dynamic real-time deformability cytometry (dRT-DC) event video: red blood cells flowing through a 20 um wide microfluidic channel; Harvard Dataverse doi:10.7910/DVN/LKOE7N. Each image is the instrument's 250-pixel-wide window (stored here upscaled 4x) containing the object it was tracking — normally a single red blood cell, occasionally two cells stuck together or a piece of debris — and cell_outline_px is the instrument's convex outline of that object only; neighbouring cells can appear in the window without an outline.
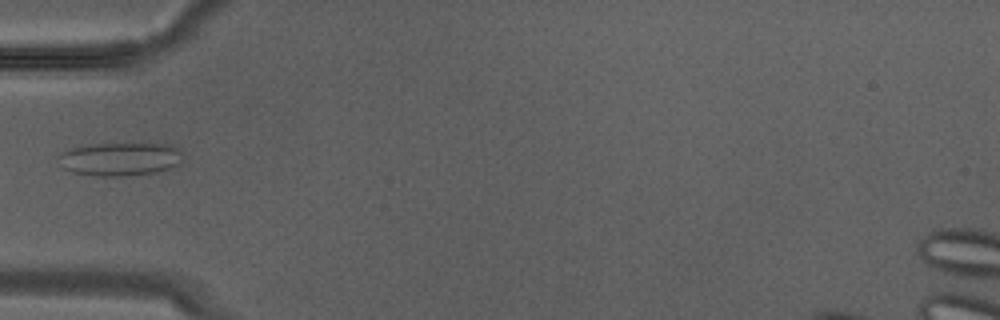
{"species": "Egyptian fruit bat (a non-hibernating species)", "species_latin": "Rousettus aegyptiacus", "temperature_condition": "warm", "stored_images_in_passage": 11, "camera_frame_rate_fps": 3000, "um_per_image_px": 0.085, "animal": {"sex": "male"}, "frame": {"image": 1, "passage_image": 10, "time_ms": 3.0, "image_size_px": [1000, 320], "cell_outline_px": [[184, 160], [180, 164], [156, 172], [124, 176], [96, 176], [72, 172], [64, 168], [56, 156], [60, 152], [80, 144], [164, 144], [180, 152]], "centroid_in_image_um": [10.12, 13.52], "position_along_channel_um": 74.9, "area_um2": 24.16}}